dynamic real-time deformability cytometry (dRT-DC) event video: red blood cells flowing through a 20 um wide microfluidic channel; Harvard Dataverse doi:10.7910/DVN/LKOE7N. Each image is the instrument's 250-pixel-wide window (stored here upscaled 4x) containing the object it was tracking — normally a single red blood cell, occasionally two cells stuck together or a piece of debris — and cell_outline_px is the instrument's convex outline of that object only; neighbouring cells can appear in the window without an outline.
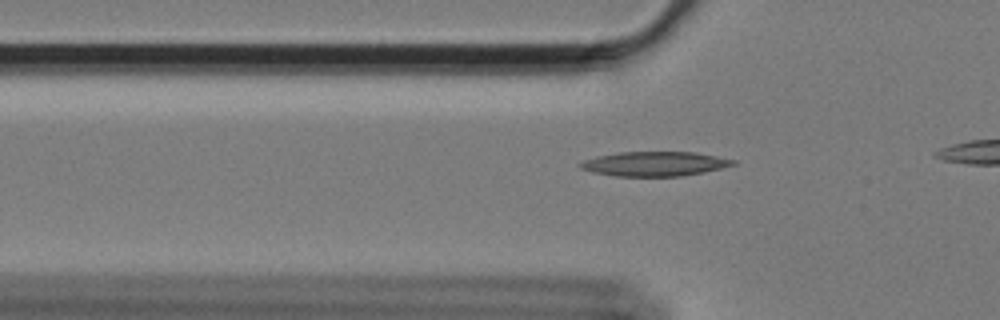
{"species": "Egyptian fruit bat (a non-hibernating species)", "species_latin": "Rousettus aegyptiacus", "temperature_condition": "cold", "stored_images_in_passage": 11, "camera_frame_rate_fps": 3000, "um_per_image_px": 0.085, "animal": {"sex": "female"}, "frame": {"image": 1, "passage_image": 4, "time_ms": 1.0, "image_size_px": [1000, 320], "cell_outline_px": [[736, 164], [704, 172], [680, 176], [616, 176], [592, 172], [580, 168], [576, 164], [584, 160], [596, 156], [620, 152], [696, 152], [736, 160]], "centroid_in_image_um": [55.61, 13.92], "position_along_channel_um": 70.2, "area_um2": 21.79}}
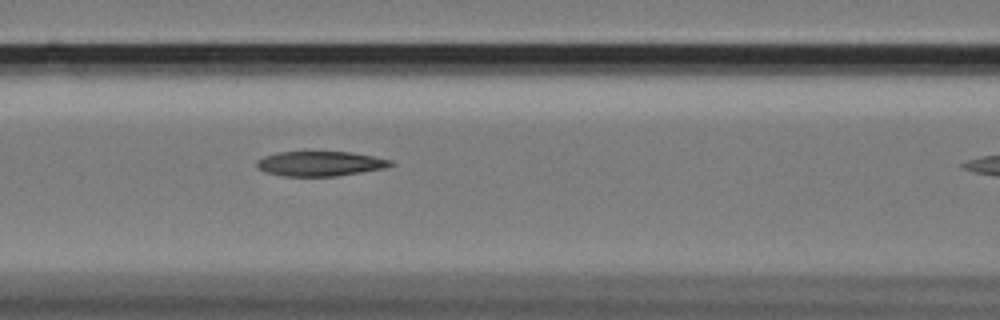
{"frame": {"image": 2, "passage_image": 10, "time_ms": 3.0, "image_size_px": [1000, 320], "cell_outline_px": [[396, 164], [384, 168], [336, 176], [284, 176], [268, 172], [256, 168], [256, 160], [264, 156], [276, 152], [352, 152], [392, 160]], "centroid_in_image_um": [27.2, 13.9], "position_along_channel_um": 139.4, "area_um2": 19.31}}